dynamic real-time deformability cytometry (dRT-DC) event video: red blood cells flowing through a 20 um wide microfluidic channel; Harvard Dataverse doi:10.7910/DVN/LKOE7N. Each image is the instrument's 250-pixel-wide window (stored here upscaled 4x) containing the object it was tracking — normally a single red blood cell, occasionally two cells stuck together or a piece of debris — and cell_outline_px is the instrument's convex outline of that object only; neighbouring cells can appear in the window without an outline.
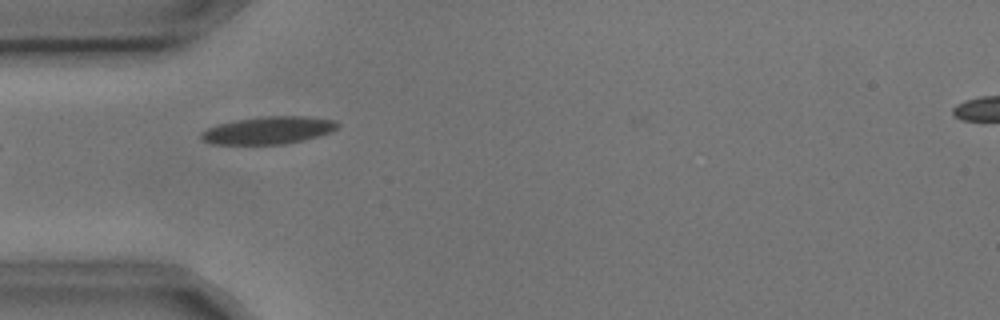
{"species": "common noctule bat (a hibernating species)", "species_latin": "Nyctalus noctula", "temperature_condition": "cold", "stored_images_in_passage": 13, "camera_frame_rate_fps": 3000, "um_per_image_px": 0.085, "animal": {"sex": "male", "body_mass_g": 17.9, "forearm_length_mm": 54.2}, "frame": {"image": 1, "passage_image": 4, "time_ms": 1.0, "image_size_px": [1000, 320], "cell_outline_px": [[340, 124], [332, 132], [304, 140], [284, 144], [212, 144], [200, 140], [200, 132], [216, 124], [236, 120], [264, 116], [304, 116], [336, 120]], "centroid_in_image_um": [22.79, 11.07], "position_along_channel_um": 62.2, "area_um2": 22.02}}
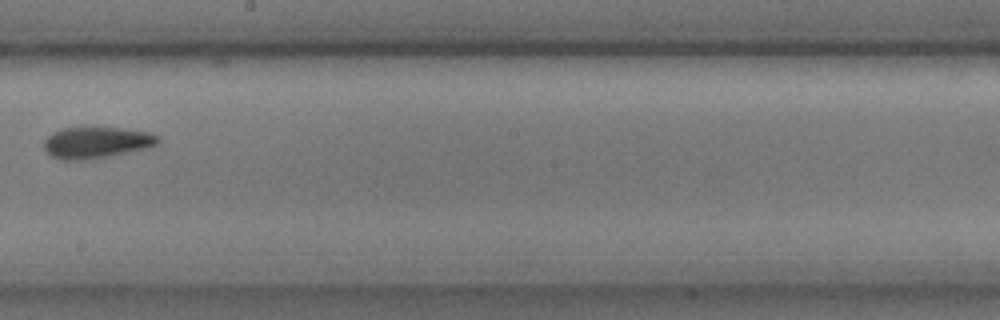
{"frame": {"image": 2, "passage_image": 8, "time_ms": 2.333, "image_size_px": [1000, 320], "cell_outline_px": [[160, 140], [156, 144], [144, 148], [108, 156], [84, 160], [60, 160], [52, 156], [44, 148], [44, 140], [52, 132], [64, 128], [92, 124], [148, 132], [160, 136]], "centroid_in_image_um": [8.15, 12.06], "position_along_channel_um": 240.0, "area_um2": 21.33}}
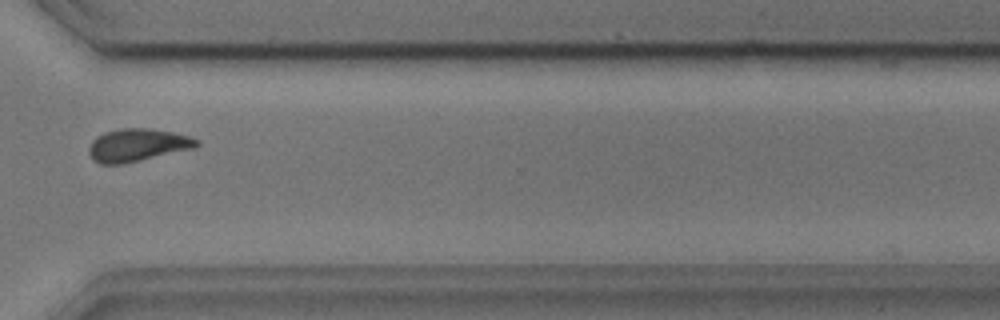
{"frame": {"image": 3, "passage_image": 11, "time_ms": 3.333, "image_size_px": [1000, 320], "cell_outline_px": [[200, 144], [196, 148], [124, 164], [100, 164], [92, 160], [88, 152], [88, 148], [92, 140], [96, 136], [104, 132], [120, 128], [144, 128], [172, 132], [188, 136], [200, 140]], "centroid_in_image_um": [11.67, 12.34], "position_along_channel_um": 358.9, "area_um2": 20.81}}